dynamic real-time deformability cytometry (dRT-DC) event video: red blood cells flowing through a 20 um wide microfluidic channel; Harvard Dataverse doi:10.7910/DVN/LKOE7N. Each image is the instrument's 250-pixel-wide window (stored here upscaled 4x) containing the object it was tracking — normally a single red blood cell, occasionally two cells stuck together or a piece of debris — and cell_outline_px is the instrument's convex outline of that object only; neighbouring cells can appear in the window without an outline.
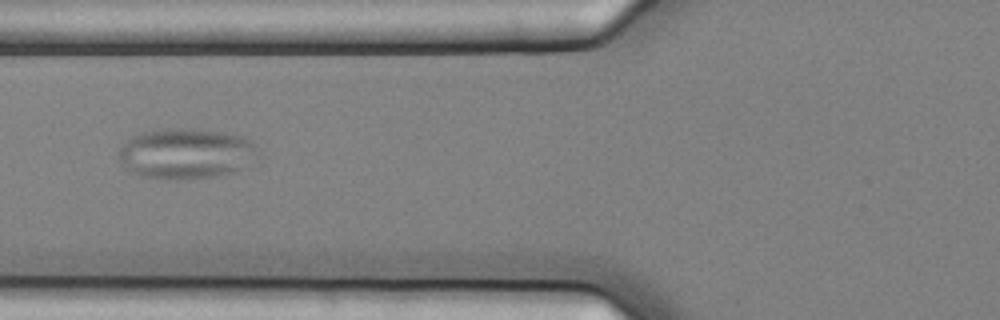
{"species": "common noctule bat (a hibernating species)", "species_latin": "Nyctalus noctula", "temperature_condition": "cold", "stored_images_in_passage": 3, "camera_frame_rate_fps": 3000, "um_per_image_px": 0.085, "animal": {"sex": "female", "body_mass_g": 25.1}, "frame": {"image": 1, "passage_image": 2, "time_ms": 0.333, "image_size_px": [1000, 320], "cell_outline_px": [[260, 148], [240, 168], [232, 172], [212, 176], [180, 180], [140, 176], [124, 168], [120, 156], [120, 148], [128, 140], [140, 132], [164, 128], [192, 128], [220, 132], [244, 136], [252, 140]], "centroid_in_image_um": [15.78, 13.03], "position_along_channel_um": 110.0, "area_um2": 40.58}}
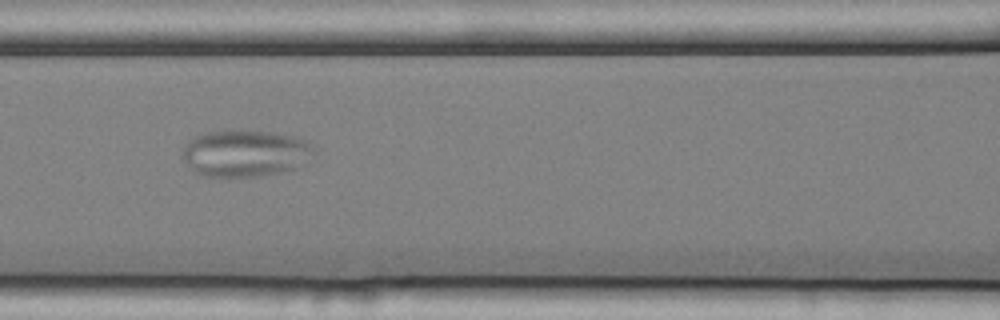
{"frame": {"image": 2, "passage_image": 3, "time_ms": 0.667, "image_size_px": [1000, 320], "cell_outline_px": [[316, 164], [280, 172], [260, 176], [204, 176], [196, 172], [184, 160], [184, 148], [200, 132], [224, 128], [240, 128], [272, 132], [296, 136], [308, 140], [316, 148]], "centroid_in_image_um": [21.02, 12.99], "position_along_channel_um": 145.6, "area_um2": 37.4}}